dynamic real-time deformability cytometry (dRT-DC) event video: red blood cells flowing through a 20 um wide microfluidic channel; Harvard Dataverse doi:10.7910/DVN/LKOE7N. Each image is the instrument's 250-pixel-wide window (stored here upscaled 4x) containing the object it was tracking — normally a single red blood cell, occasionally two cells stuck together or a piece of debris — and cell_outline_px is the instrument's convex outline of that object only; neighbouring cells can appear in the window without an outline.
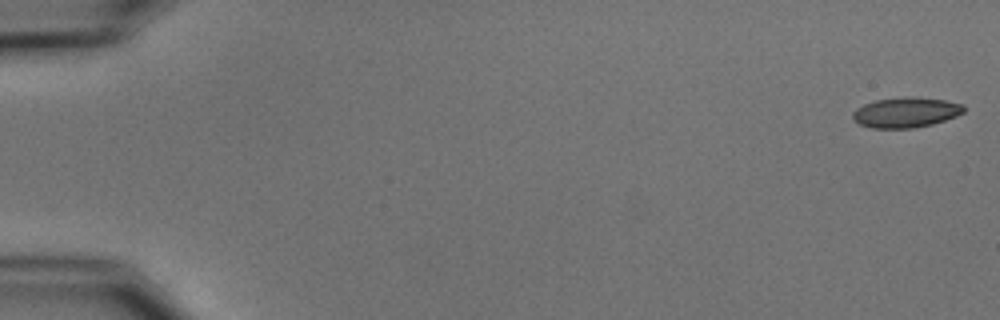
{"species": "common noctule bat (a hibernating species)", "species_latin": "Nyctalus noctula", "temperature_condition": "cold", "stored_images_in_passage": 5, "camera_frame_rate_fps": 3000, "um_per_image_px": 0.085, "animal": {"sex": "male", "body_mass_g": 15.6}, "frame": {"image": 1, "passage_image": 1, "time_ms": 0.0, "image_size_px": [1000, 320], "cell_outline_px": [[964, 112], [956, 116], [932, 124], [912, 128], [872, 128], [860, 124], [852, 116], [852, 112], [856, 108], [864, 104], [876, 100], [912, 96], [916, 96], [944, 100], [964, 104]], "centroid_in_image_um": [77.01, 9.55], "position_along_channel_um": 8.0, "area_um2": 19.48}}
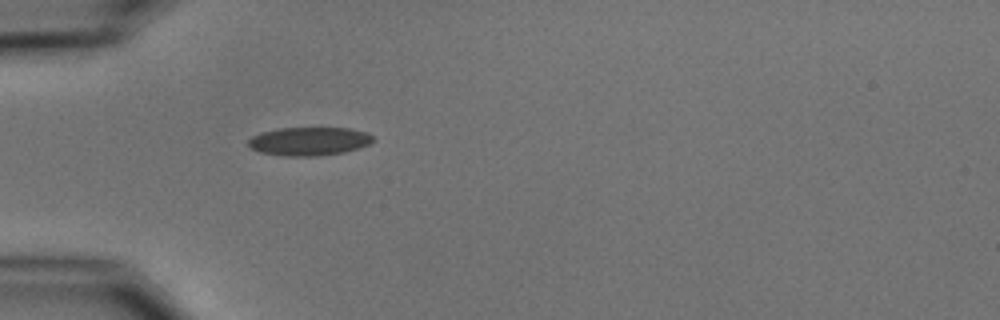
{"frame": {"image": 2, "passage_image": 5, "time_ms": 5.333, "image_size_px": [1000, 320], "cell_outline_px": [[372, 140], [368, 144], [360, 148], [344, 152], [316, 156], [288, 156], [260, 152], [252, 148], [248, 144], [248, 140], [252, 136], [260, 132], [280, 128], [348, 128], [368, 132], [372, 136]], "centroid_in_image_um": [26.27, 12.0], "position_along_channel_um": 58.7, "area_um2": 20.58}}